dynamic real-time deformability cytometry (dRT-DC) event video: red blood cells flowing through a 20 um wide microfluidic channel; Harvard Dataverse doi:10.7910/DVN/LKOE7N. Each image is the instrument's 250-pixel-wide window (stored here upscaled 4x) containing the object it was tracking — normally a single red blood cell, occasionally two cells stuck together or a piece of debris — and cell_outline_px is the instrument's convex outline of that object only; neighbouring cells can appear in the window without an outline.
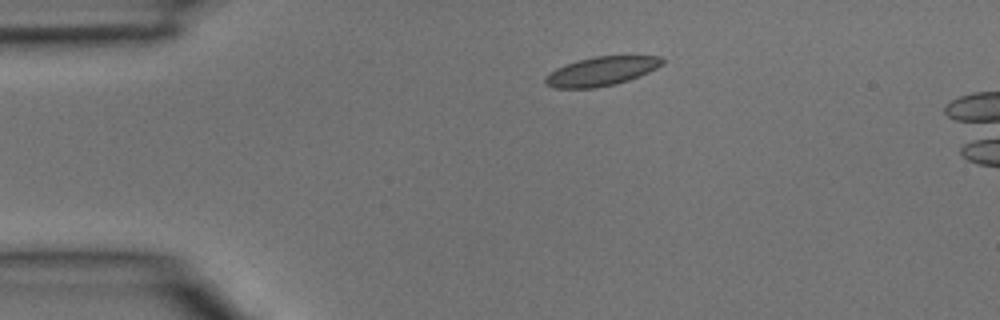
{"species": "common noctule bat (a hibernating species)", "species_latin": "Nyctalus noctula", "temperature_condition": "room temperature", "stored_images_in_passage": 3, "camera_frame_rate_fps": 3000, "um_per_image_px": 0.085, "animal": {"sex": "male", "body_mass_g": 15.6}, "frame": {"image": 1, "passage_image": 1, "time_ms": 0.0, "image_size_px": [1000, 320], "cell_outline_px": [[664, 64], [640, 76], [616, 84], [596, 88], [556, 88], [544, 84], [544, 76], [556, 68], [580, 60], [596, 56], [660, 56], [664, 60]], "centroid_in_image_um": [51.11, 6.07], "position_along_channel_um": 33.9, "area_um2": 19.71}}